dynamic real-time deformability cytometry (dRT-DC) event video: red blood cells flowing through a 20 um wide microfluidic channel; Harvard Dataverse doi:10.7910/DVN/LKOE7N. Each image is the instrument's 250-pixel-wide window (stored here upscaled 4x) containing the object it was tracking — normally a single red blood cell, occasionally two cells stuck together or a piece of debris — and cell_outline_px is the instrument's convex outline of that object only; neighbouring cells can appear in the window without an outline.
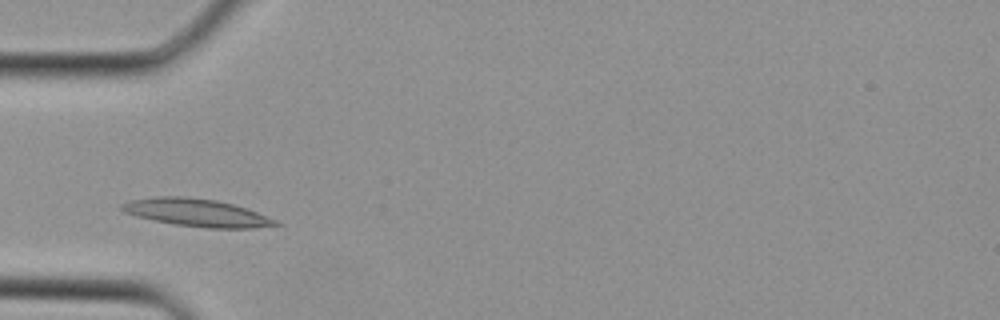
{"species": "Egyptian fruit bat (a non-hibernating species)", "species_latin": "Rousettus aegyptiacus", "temperature_condition": "cold", "stored_images_in_passage": 24, "camera_frame_rate_fps": 3000, "um_per_image_px": 0.085, "animal": {"sex": "female"}, "frame": {"image": 1, "passage_image": 4, "time_ms": 1.0, "image_size_px": [1000, 320], "cell_outline_px": [[280, 224], [252, 228], [208, 228], [176, 224], [136, 216], [124, 212], [120, 208], [120, 204], [132, 200], [156, 196], [188, 196], [216, 200], [232, 204], [256, 212], [276, 220]], "centroid_in_image_um": [16.68, 18.06], "position_along_channel_um": 68.3, "area_um2": 24.39}}
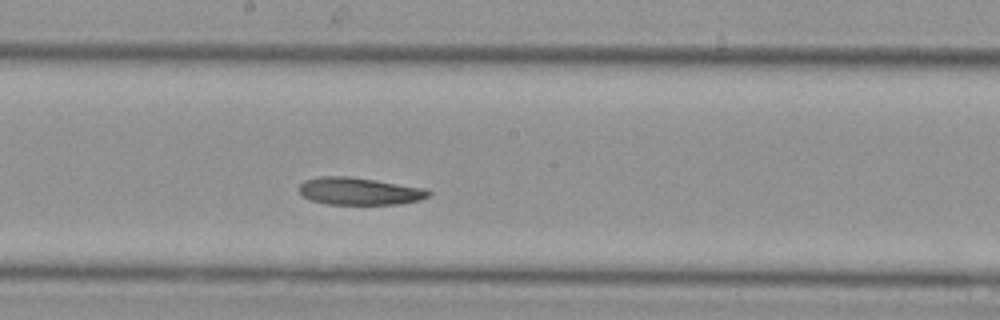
{"frame": {"image": 2, "passage_image": 12, "time_ms": 3.667, "image_size_px": [1000, 320], "cell_outline_px": [[432, 196], [420, 200], [400, 204], [328, 204], [312, 200], [304, 196], [296, 188], [304, 180], [320, 176], [344, 176], [372, 180], [424, 188], [432, 192]], "centroid_in_image_um": [30.54, 16.26], "position_along_channel_um": 217.7, "area_um2": 20.52}}
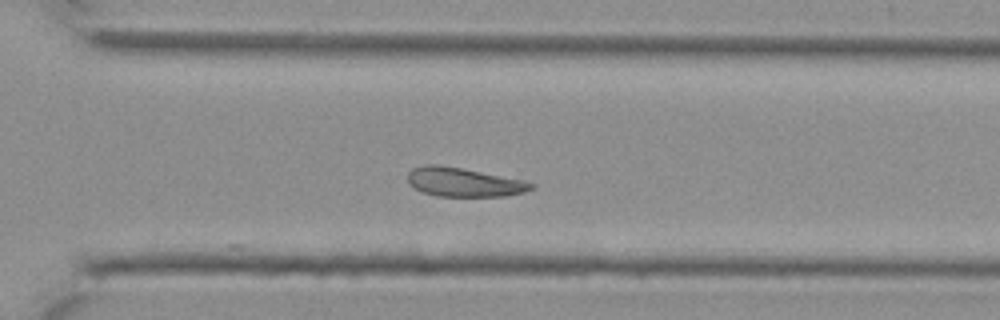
{"frame": {"image": 3, "passage_image": 18, "time_ms": 5.667, "image_size_px": [1000, 320], "cell_outline_px": [[536, 184], [532, 188], [524, 192], [504, 196], [436, 196], [424, 192], [408, 184], [408, 172], [412, 168], [424, 164], [436, 164], [460, 168], [524, 180]], "centroid_in_image_um": [39.4, 15.48], "position_along_channel_um": 331.2, "area_um2": 20.69}}